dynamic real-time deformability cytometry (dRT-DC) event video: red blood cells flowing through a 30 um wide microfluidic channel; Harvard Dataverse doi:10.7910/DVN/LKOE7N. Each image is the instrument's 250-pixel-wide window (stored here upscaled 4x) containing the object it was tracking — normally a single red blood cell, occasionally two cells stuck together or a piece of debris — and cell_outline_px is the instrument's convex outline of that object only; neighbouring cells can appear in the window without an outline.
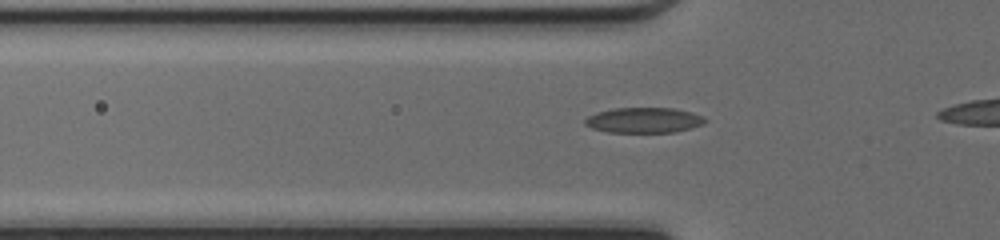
{"species": "common noctule bat (a hibernating species)", "species_latin": "Nyctalus noctula", "temperature_condition": "cold", "stored_images_in_passage": 22, "camera_frame_rate_fps": 3000, "um_per_image_px": 0.085, "animal": {"sex": "female", "body_mass_g": 17.0, "forearm_length_mm": 48.0}, "frame": {"image": 1, "passage_image": 8, "time_ms": 2.333, "image_size_px": [1000, 240], "cell_outline_px": [[708, 120], [704, 124], [692, 128], [676, 132], [608, 132], [592, 128], [584, 124], [584, 120], [588, 116], [596, 112], [612, 108], [676, 108], [692, 112], [704, 116]], "centroid_in_image_um": [54.77, 10.21], "position_along_channel_um": 71.0, "area_um2": 17.98}}
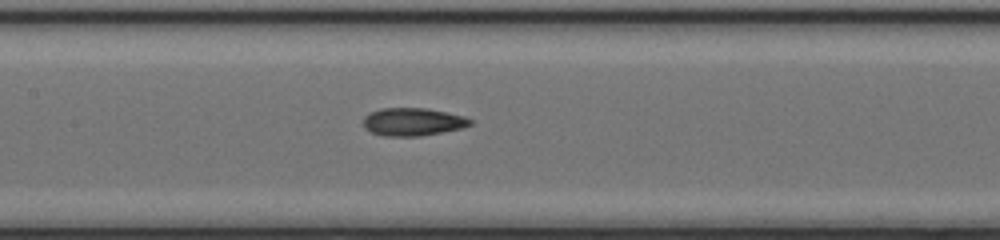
{"frame": {"image": 2, "passage_image": 15, "time_ms": 4.667, "image_size_px": [1000, 240], "cell_outline_px": [[472, 124], [464, 128], [420, 136], [384, 136], [372, 132], [364, 128], [364, 116], [380, 108], [424, 108], [464, 116], [472, 120]], "centroid_in_image_um": [35.1, 10.36], "position_along_channel_um": 172.3, "area_um2": 17.28}}
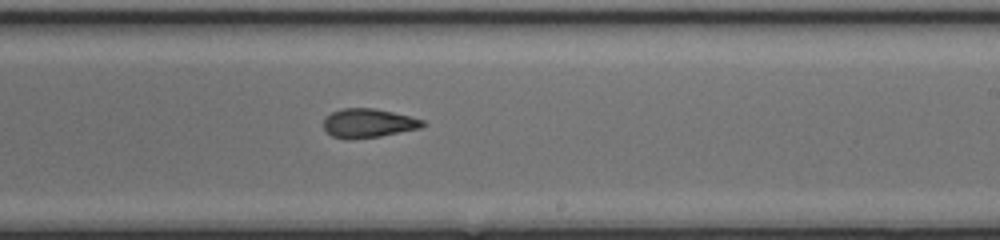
{"frame": {"image": 3, "passage_image": 21, "time_ms": 6.667, "image_size_px": [1000, 240], "cell_outline_px": [[428, 124], [420, 128], [380, 136], [332, 136], [324, 128], [324, 116], [340, 108], [372, 108], [392, 112], [424, 120]], "centroid_in_image_um": [31.34, 10.42], "position_along_channel_um": 257.7, "area_um2": 16.07}}